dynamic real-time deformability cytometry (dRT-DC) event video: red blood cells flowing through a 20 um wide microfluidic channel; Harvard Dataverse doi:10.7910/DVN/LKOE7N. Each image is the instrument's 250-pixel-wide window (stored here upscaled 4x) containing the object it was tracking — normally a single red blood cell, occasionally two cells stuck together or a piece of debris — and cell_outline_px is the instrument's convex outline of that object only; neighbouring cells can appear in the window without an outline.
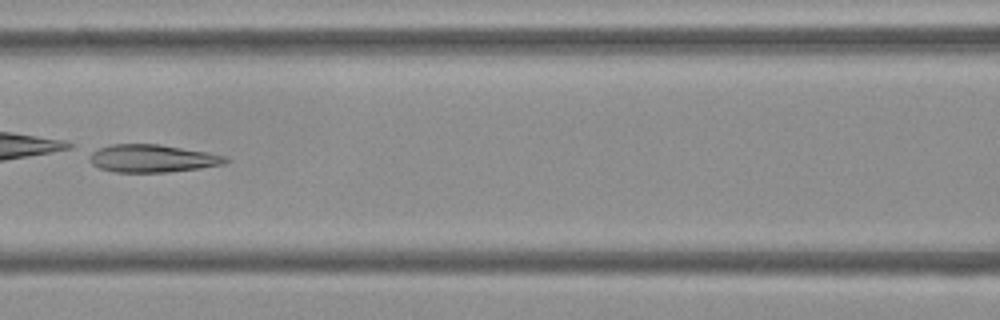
{"species": "Egyptian fruit bat (a non-hibernating species)", "species_latin": "Rousettus aegyptiacus", "temperature_condition": "cold", "stored_images_in_passage": 50, "camera_frame_rate_fps": 3000, "um_per_image_px": 0.085, "frame": {"image": 1, "passage_image": 22, "time_ms": 7.0, "image_size_px": [1000, 320], "cell_outline_px": [[232, 160], [224, 164], [200, 168], [168, 172], [116, 172], [100, 168], [92, 164], [88, 160], [88, 156], [92, 152], [100, 148], [112, 144], [160, 144], [208, 152], [224, 156]], "centroid_in_image_um": [12.96, 13.46], "position_along_channel_um": 153.6, "area_um2": 22.02}}